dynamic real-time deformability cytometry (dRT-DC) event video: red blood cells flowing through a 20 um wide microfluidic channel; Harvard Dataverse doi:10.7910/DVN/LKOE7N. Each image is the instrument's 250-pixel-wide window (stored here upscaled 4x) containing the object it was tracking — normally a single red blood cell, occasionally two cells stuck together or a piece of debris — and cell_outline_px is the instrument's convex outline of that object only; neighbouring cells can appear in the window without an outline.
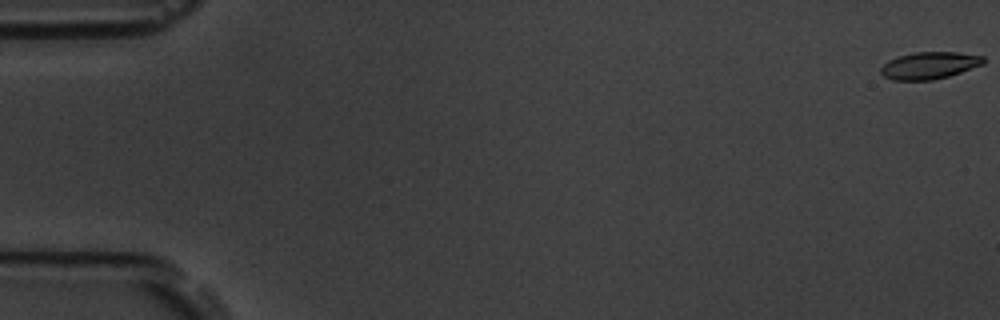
{"species": "common noctule bat (a hibernating species)", "species_latin": "Nyctalus noctula", "temperature_condition": "room temperature", "stored_images_in_passage": 6, "camera_frame_rate_fps": 3000, "um_per_image_px": 0.085, "animal": {"sex": "male", "body_mass_g": 19.5, "forearm_length_mm": 54.6}, "frame": {"image": 1, "passage_image": 1, "time_ms": 0.0, "image_size_px": [1000, 320], "cell_outline_px": [[984, 64], [948, 76], [932, 80], [892, 80], [884, 76], [880, 72], [880, 68], [888, 60], [912, 52], [956, 52], [984, 56]], "centroid_in_image_um": [78.98, 5.56], "position_along_channel_um": 6.0, "area_um2": 16.13}}
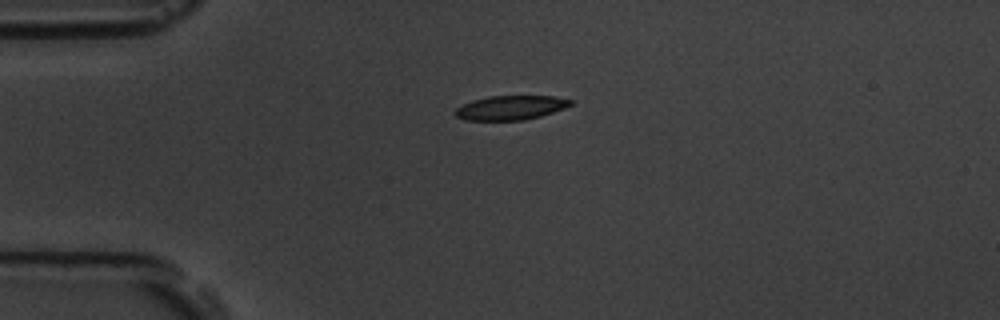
{"frame": {"image": 2, "passage_image": 5, "time_ms": 4.667, "image_size_px": [1000, 320], "cell_outline_px": [[572, 104], [564, 108], [540, 116], [524, 120], [464, 120], [456, 116], [452, 112], [456, 108], [472, 100], [488, 96], [552, 96], [572, 100]], "centroid_in_image_um": [43.36, 9.15], "position_along_channel_um": 41.6, "area_um2": 16.24}}